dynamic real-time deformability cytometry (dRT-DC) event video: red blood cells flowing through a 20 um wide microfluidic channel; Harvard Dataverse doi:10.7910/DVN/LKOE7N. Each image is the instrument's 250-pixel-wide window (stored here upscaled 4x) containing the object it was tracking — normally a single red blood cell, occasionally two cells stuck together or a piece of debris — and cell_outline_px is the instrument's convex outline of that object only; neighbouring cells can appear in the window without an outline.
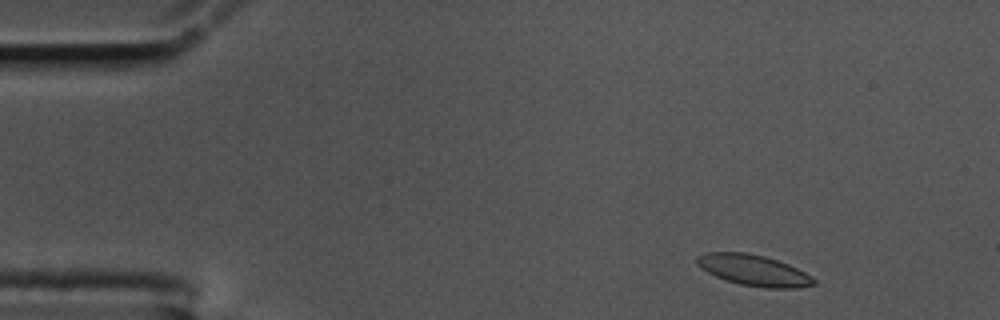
{"species": "common noctule bat (a hibernating species)", "species_latin": "Nyctalus noctula", "temperature_condition": "cold", "stored_images_in_passage": 53, "camera_frame_rate_fps": 3000, "um_per_image_px": 0.085, "animal": {"sex": "male", "body_mass_g": 17.5, "forearm_length_mm": 52.3}, "frame": {"image": 1, "passage_image": 2, "time_ms": 0.333, "image_size_px": [1000, 320], "cell_outline_px": [[816, 284], [796, 288], [768, 288], [740, 284], [716, 276], [700, 268], [696, 264], [696, 256], [704, 252], [748, 252], [764, 256], [788, 264], [812, 276], [816, 280]], "centroid_in_image_um": [64.04, 22.96], "position_along_channel_um": 21.0, "area_um2": 21.04}}
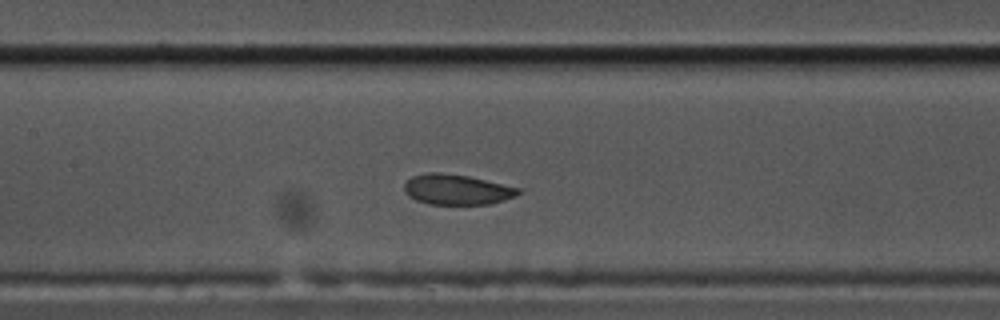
{"frame": {"image": 2, "passage_image": 22, "time_ms": 7.0, "image_size_px": [1000, 320], "cell_outline_px": [[520, 192], [516, 196], [492, 204], [428, 204], [416, 200], [408, 196], [404, 192], [404, 184], [412, 176], [424, 172], [440, 172], [468, 176], [520, 188]], "centroid_in_image_um": [38.8, 16.11], "position_along_channel_um": 168.6, "area_um2": 20.23}}
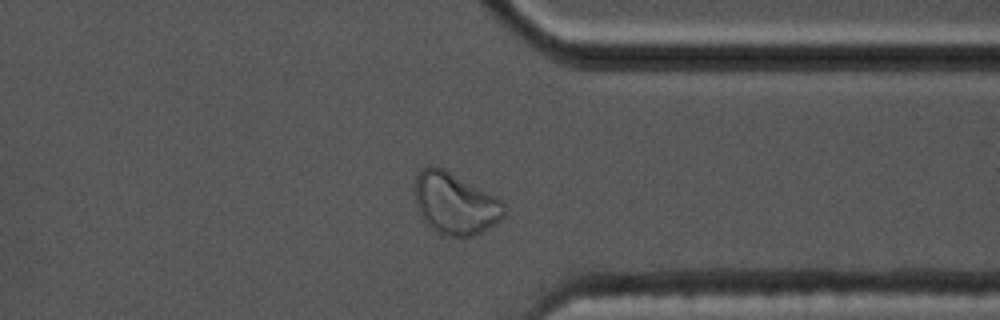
{"frame": {"image": 3, "passage_image": 40, "time_ms": 13.0, "image_size_px": [1000, 320], "cell_outline_px": [[504, 216], [500, 220], [480, 232], [472, 236], [444, 236], [432, 228], [420, 216], [416, 204], [416, 176], [420, 168], [428, 164], [432, 164], [444, 168], [496, 196], [504, 204]], "centroid_in_image_um": [38.66, 17.26], "position_along_channel_um": 372.7, "area_um2": 32.02}, "authors_computed_cell_mechanics": {"area_um2": 21.2704, "velocity_mm_per_s": 3.4453, "shape_relaxation_time_tau1_ms": null, "shape_relaxation_time_tau2_ms": 2.5498, "deformation_change_tau1": null, "deformation_change_tau2": 0.046}}